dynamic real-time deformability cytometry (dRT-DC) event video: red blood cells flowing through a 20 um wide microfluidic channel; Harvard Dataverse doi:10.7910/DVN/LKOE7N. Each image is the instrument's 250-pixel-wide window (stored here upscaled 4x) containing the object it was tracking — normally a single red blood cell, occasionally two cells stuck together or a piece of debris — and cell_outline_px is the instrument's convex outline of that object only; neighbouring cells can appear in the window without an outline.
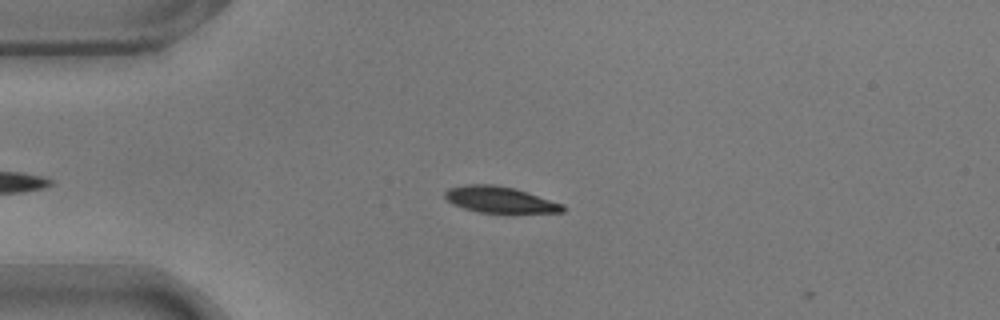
{"species": "common noctule bat (a hibernating species)", "species_latin": "Nyctalus noctula", "temperature_condition": "warm", "stored_images_in_passage": 2, "camera_frame_rate_fps": 3000, "um_per_image_px": 0.085, "animal": {"sex": "male", "body_mass_g": 17.9}, "frame": {"image": 1, "passage_image": 1, "time_ms": 0.0, "image_size_px": [1000, 320], "cell_outline_px": [[564, 212], [480, 212], [464, 208], [452, 204], [444, 196], [444, 192], [448, 188], [468, 184], [492, 184], [516, 188], [564, 204]], "centroid_in_image_um": [42.47, 16.95], "position_along_channel_um": 42.5, "area_um2": 17.86}}